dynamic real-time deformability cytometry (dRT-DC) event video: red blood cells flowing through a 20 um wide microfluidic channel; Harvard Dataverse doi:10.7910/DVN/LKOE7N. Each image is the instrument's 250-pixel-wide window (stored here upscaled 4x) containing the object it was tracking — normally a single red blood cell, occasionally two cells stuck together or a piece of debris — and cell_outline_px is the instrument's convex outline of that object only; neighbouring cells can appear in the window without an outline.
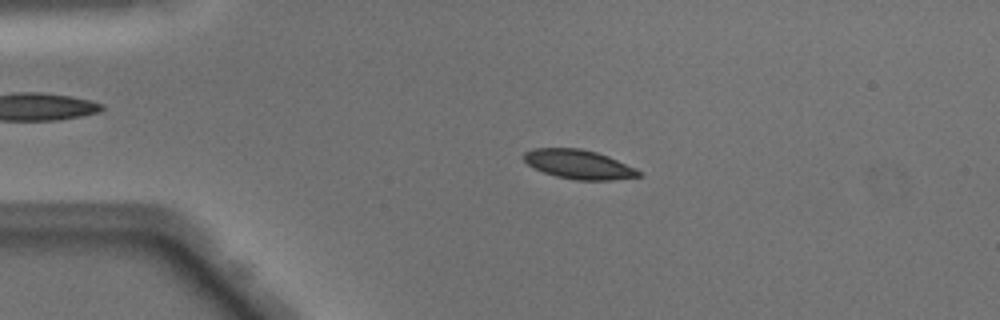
{"species": "Egyptian fruit bat (a non-hibernating species)", "species_latin": "Rousettus aegyptiacus", "temperature_condition": "warm", "stored_images_in_passage": 49, "camera_frame_rate_fps": 3000, "um_per_image_px": 0.085, "animal": {"sex": "male"}, "frame": {"image": 1, "passage_image": 10, "time_ms": 3.0, "image_size_px": [1000, 320], "cell_outline_px": [[644, 176], [612, 180], [576, 180], [556, 176], [544, 172], [528, 164], [524, 160], [524, 152], [532, 148], [580, 148], [596, 152], [608, 156], [636, 168]], "centroid_in_image_um": [49.22, 13.97], "position_along_channel_um": 35.8, "area_um2": 19.48}}
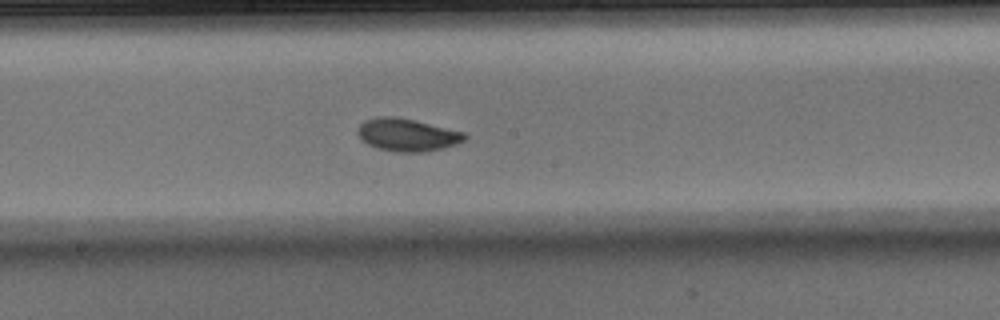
{"frame": {"image": 2, "passage_image": 26, "time_ms": 8.333, "image_size_px": [1000, 320], "cell_outline_px": [[468, 136], [464, 140], [456, 144], [444, 148], [424, 152], [396, 152], [376, 148], [360, 140], [356, 132], [360, 124], [364, 120], [380, 116], [396, 116], [416, 120], [464, 132]], "centroid_in_image_um": [34.59, 11.46], "position_along_channel_um": 213.6, "area_um2": 20.63}}
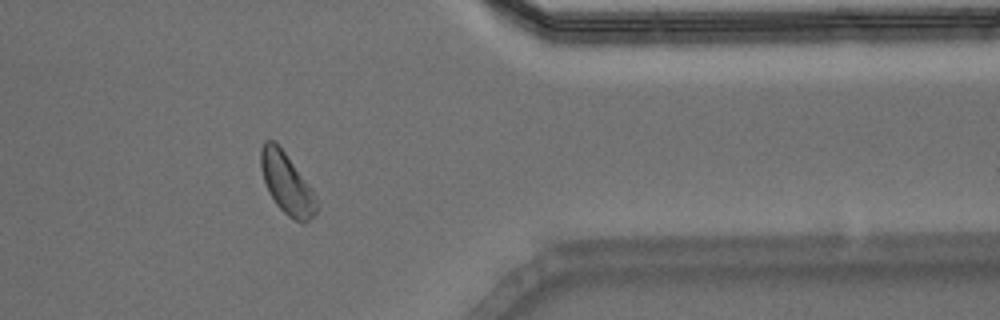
{"frame": {"image": 3, "passage_image": 40, "time_ms": 13.0, "image_size_px": [1000, 320], "cell_outline_px": [[316, 212], [304, 224], [288, 216], [276, 204], [268, 192], [260, 168], [260, 148], [264, 140], [272, 140], [284, 152], [312, 188], [316, 196]], "centroid_in_image_um": [24.35, 15.59], "position_along_channel_um": 387.0, "area_um2": 19.54}, "authors_computed_cell_mechanics": {"area_um2": 19.5364, "velocity_mm_per_s": 4.0424, "shape_relaxation_time_tau1_ms": 2.9708, "shape_relaxation_time_tau2_ms": null, "deformation_change_tau1": 0.1132, "deformation_change_tau2": null}}